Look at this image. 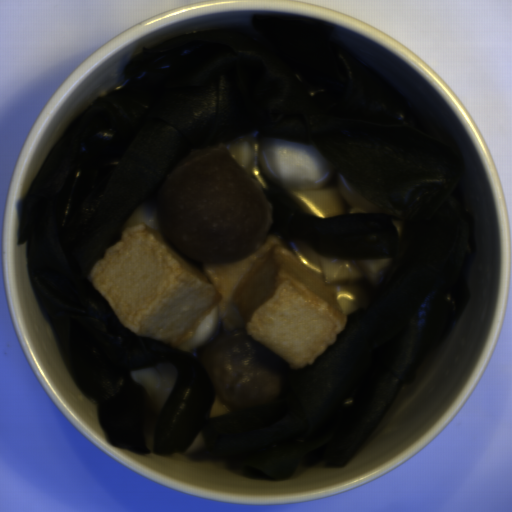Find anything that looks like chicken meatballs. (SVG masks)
<instances>
[{"mask_svg":"<svg viewBox=\"0 0 512 512\" xmlns=\"http://www.w3.org/2000/svg\"><path fill=\"white\" fill-rule=\"evenodd\" d=\"M271 218L267 195L221 146L190 153L158 195L161 237L205 263L238 262L261 248Z\"/></svg>","mask_w":512,"mask_h":512,"instance_id":"obj_1","label":"chicken meatballs"},{"mask_svg":"<svg viewBox=\"0 0 512 512\" xmlns=\"http://www.w3.org/2000/svg\"><path fill=\"white\" fill-rule=\"evenodd\" d=\"M198 358L222 404L237 410L268 404L282 391L273 363L245 330L219 336Z\"/></svg>","mask_w":512,"mask_h":512,"instance_id":"obj_2","label":"chicken meatballs"}]
</instances>
